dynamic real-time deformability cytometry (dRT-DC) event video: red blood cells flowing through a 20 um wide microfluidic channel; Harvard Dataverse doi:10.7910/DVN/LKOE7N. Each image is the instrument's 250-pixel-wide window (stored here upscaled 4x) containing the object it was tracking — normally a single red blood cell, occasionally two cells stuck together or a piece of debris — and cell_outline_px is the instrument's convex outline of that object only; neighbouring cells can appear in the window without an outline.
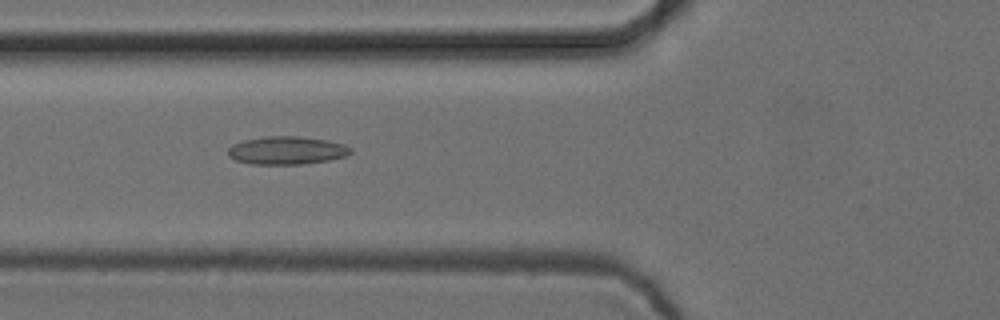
{"species": "common noctule bat (a hibernating species)", "species_latin": "Nyctalus noctula", "temperature_condition": "cold", "stored_images_in_passage": 38, "camera_frame_rate_fps": 3000, "um_per_image_px": 0.085, "animal": {"sex": "female", "body_mass_g": 24.6, "forearm_length_mm": 56.2}, "frame": {"image": 1, "passage_image": 4, "time_ms": 1.0, "image_size_px": [1000, 320], "cell_outline_px": [[352, 152], [344, 156], [328, 160], [300, 164], [252, 164], [236, 160], [228, 156], [228, 148], [232, 144], [244, 140], [268, 136], [300, 136], [328, 140], [344, 144], [352, 148]], "centroid_in_image_um": [24.37, 12.78], "position_along_channel_um": 101.4, "area_um2": 20.0}}
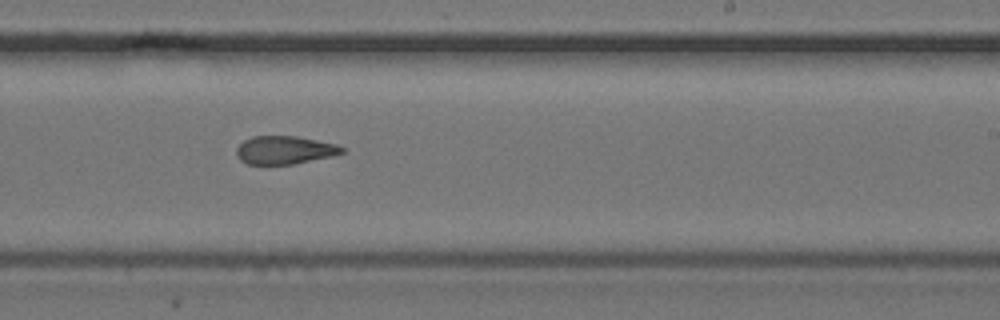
{"frame": {"image": 2, "passage_image": 17, "time_ms": 5.333, "image_size_px": [1000, 320], "cell_outline_px": [[344, 152], [332, 156], [292, 164], [248, 164], [240, 160], [236, 156], [236, 148], [244, 140], [252, 136], [296, 136], [336, 144], [344, 148]], "centroid_in_image_um": [24.16, 12.75], "position_along_channel_um": 264.8, "area_um2": 17.22}}
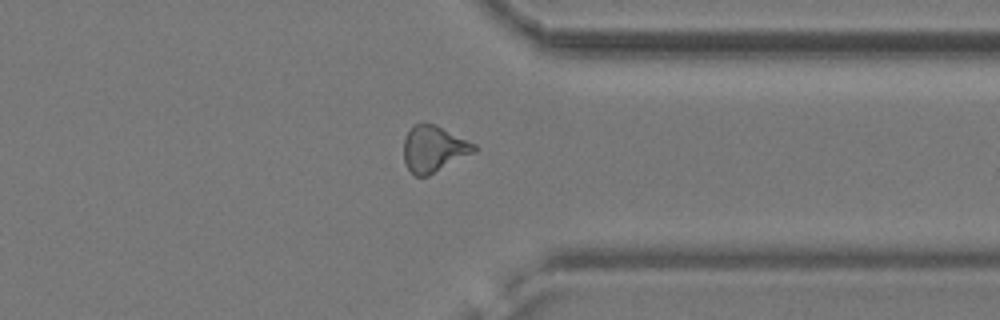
{"frame": {"image": 3, "passage_image": 26, "time_ms": 8.333, "image_size_px": [1000, 320], "cell_outline_px": [[476, 152], [428, 176], [416, 176], [408, 168], [404, 160], [404, 140], [408, 132], [416, 124], [424, 120], [436, 124], [476, 144]], "centroid_in_image_um": [36.89, 12.63], "position_along_channel_um": 374.5, "area_um2": 19.13}}